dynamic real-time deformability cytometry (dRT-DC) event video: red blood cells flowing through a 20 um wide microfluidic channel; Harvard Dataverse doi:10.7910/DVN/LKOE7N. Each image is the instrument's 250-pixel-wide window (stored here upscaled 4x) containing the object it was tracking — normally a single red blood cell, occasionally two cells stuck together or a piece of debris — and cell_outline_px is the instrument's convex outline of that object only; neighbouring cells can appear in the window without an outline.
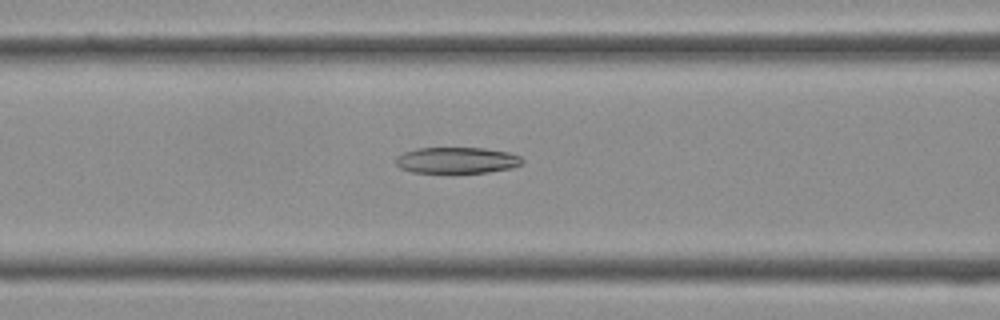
{"species": "Egyptian fruit bat (a non-hibernating species)", "species_latin": "Rousettus aegyptiacus", "temperature_condition": "cold", "stored_images_in_passage": 39, "camera_frame_rate_fps": 3000, "um_per_image_px": 0.085, "frame": {"image": 1, "passage_image": 16, "time_ms": 5.0, "image_size_px": [1000, 320], "cell_outline_px": [[524, 160], [520, 164], [512, 168], [488, 172], [412, 172], [400, 168], [396, 164], [396, 156], [404, 152], [416, 148], [484, 148], [508, 152], [520, 156]], "centroid_in_image_um": [38.82, 13.61], "position_along_channel_um": 127.8, "area_um2": 19.19}}
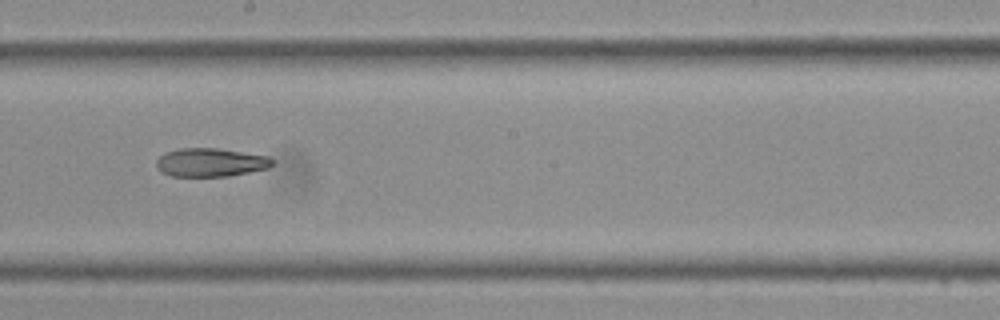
{"frame": {"image": 2, "passage_image": 22, "time_ms": 7.0, "image_size_px": [1000, 320], "cell_outline_px": [[272, 164], [268, 168], [228, 176], [172, 176], [160, 172], [156, 168], [156, 160], [160, 156], [168, 152], [180, 148], [216, 148], [268, 156], [272, 160]], "centroid_in_image_um": [17.86, 13.81], "position_along_channel_um": 230.3, "area_um2": 19.07}}
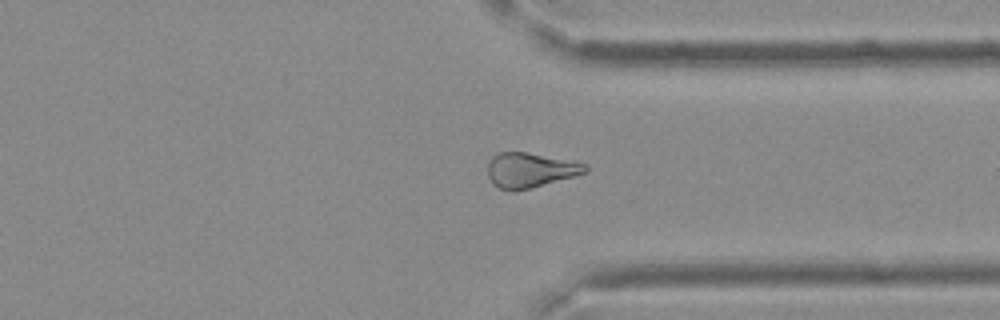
{"frame": {"image": 3, "passage_image": 30, "time_ms": 9.667, "image_size_px": [1000, 320], "cell_outline_px": [[588, 172], [576, 176], [532, 188], [516, 192], [512, 192], [500, 188], [492, 184], [488, 176], [488, 164], [492, 156], [500, 152], [524, 152], [588, 164]], "centroid_in_image_um": [45.06, 14.49], "position_along_channel_um": 366.3, "area_um2": 19.94}}